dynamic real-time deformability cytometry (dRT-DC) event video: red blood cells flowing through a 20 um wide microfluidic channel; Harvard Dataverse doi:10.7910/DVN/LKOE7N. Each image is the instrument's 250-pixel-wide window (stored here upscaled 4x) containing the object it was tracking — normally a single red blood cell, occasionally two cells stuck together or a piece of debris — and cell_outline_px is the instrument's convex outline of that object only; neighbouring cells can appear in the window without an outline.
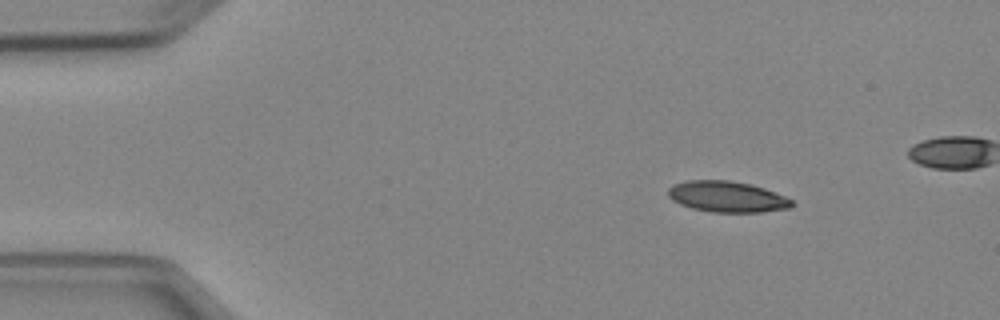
{"species": "Egyptian fruit bat (a non-hibernating species)", "species_latin": "Rousettus aegyptiacus", "temperature_condition": "cold", "stored_images_in_passage": 3, "camera_frame_rate_fps": 3000, "um_per_image_px": 0.085, "animal": {"sex": "female"}, "frame": {"image": 1, "passage_image": 1, "time_ms": 0.0, "image_size_px": [1000, 320], "cell_outline_px": [[796, 204], [792, 208], [760, 212], [712, 212], [692, 208], [680, 204], [672, 200], [668, 196], [668, 188], [676, 184], [688, 180], [728, 180], [752, 184], [764, 188], [784, 196], [792, 200]], "centroid_in_image_um": [61.83, 16.72], "position_along_channel_um": 23.2, "area_um2": 22.37}}